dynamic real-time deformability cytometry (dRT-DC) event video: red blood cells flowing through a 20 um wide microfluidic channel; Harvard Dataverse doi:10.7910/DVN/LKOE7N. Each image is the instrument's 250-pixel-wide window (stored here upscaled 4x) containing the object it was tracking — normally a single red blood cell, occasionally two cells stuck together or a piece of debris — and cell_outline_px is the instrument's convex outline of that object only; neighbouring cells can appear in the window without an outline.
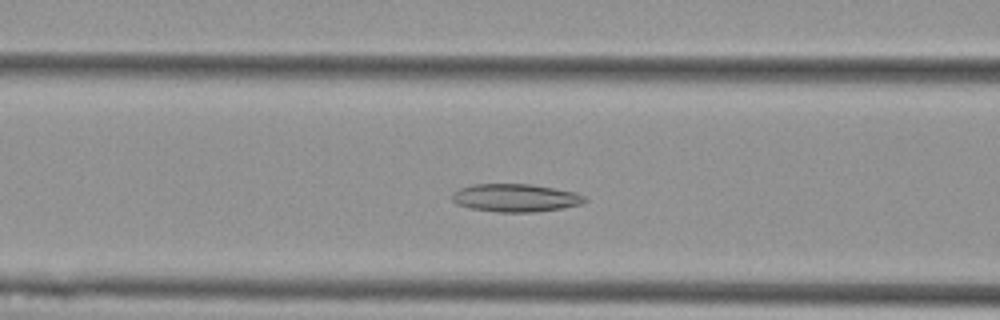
{"species": "Egyptian fruit bat (a non-hibernating species)", "species_latin": "Rousettus aegyptiacus", "temperature_condition": "cold", "stored_images_in_passage": 52, "camera_frame_rate_fps": 3000, "um_per_image_px": 0.085, "animal": {"sex": "female"}, "frame": {"image": 1, "passage_image": 18, "time_ms": 5.667, "image_size_px": [1000, 320], "cell_outline_px": [[588, 200], [580, 204], [560, 208], [536, 212], [496, 212], [472, 208], [456, 204], [452, 200], [452, 192], [460, 188], [472, 184], [532, 184], [576, 192], [584, 196]], "centroid_in_image_um": [43.8, 16.81], "position_along_channel_um": 122.8, "area_um2": 21.62}}
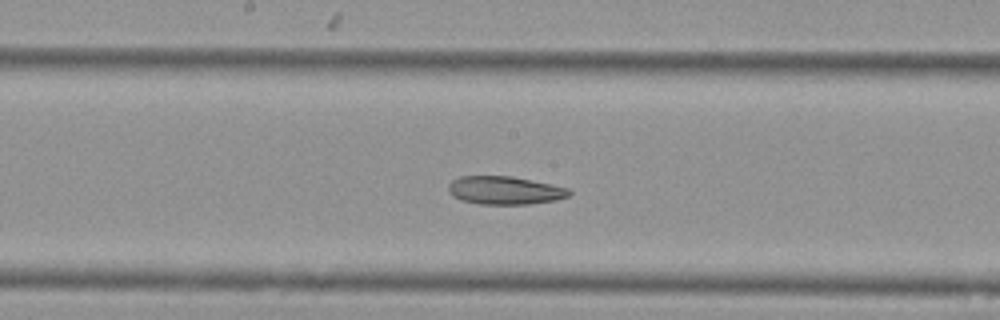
{"frame": {"image": 2, "passage_image": 25, "time_ms": 8.0, "image_size_px": [1000, 320], "cell_outline_px": [[572, 192], [568, 196], [556, 200], [528, 204], [480, 204], [460, 200], [452, 196], [448, 192], [448, 184], [452, 180], [460, 176], [512, 176], [552, 184], [568, 188]], "centroid_in_image_um": [42.88, 16.18], "position_along_channel_um": 205.3, "area_um2": 19.94}}
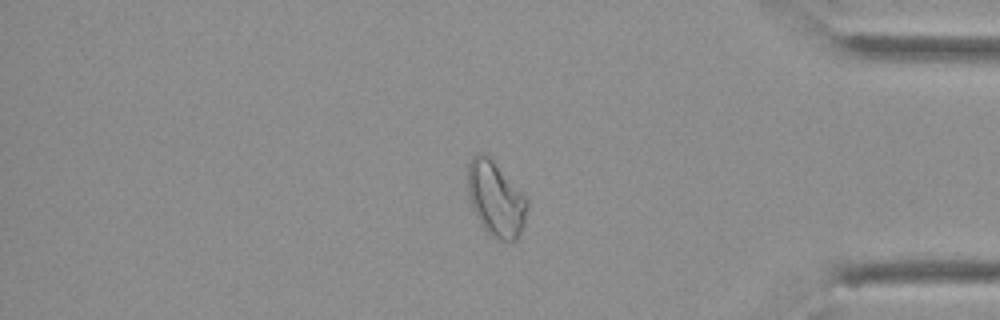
{"frame": {"image": 3, "passage_image": 43, "time_ms": 14.0, "image_size_px": [1000, 320], "cell_outline_px": [[528, 208], [524, 224], [516, 240], [508, 244], [496, 240], [484, 228], [476, 216], [472, 208], [468, 196], [468, 164], [472, 156], [476, 152], [484, 152], [492, 160], [528, 200]], "centroid_in_image_um": [42.13, 16.95], "position_along_channel_um": 393.1, "area_um2": 26.01}}